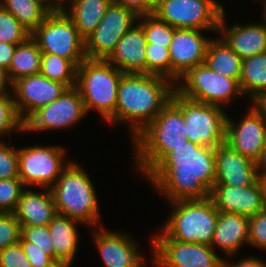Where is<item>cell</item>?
Masks as SVG:
<instances>
[{"instance_id": "7bdbcfd3", "label": "cell", "mask_w": 266, "mask_h": 267, "mask_svg": "<svg viewBox=\"0 0 266 267\" xmlns=\"http://www.w3.org/2000/svg\"><path fill=\"white\" fill-rule=\"evenodd\" d=\"M115 3L133 10L138 16L153 14L158 0H113Z\"/></svg>"}, {"instance_id": "ee69618b", "label": "cell", "mask_w": 266, "mask_h": 267, "mask_svg": "<svg viewBox=\"0 0 266 267\" xmlns=\"http://www.w3.org/2000/svg\"><path fill=\"white\" fill-rule=\"evenodd\" d=\"M16 46L17 45L15 44H8L5 42H0V67L1 68H4L6 70L9 69Z\"/></svg>"}, {"instance_id": "9c48e42d", "label": "cell", "mask_w": 266, "mask_h": 267, "mask_svg": "<svg viewBox=\"0 0 266 267\" xmlns=\"http://www.w3.org/2000/svg\"><path fill=\"white\" fill-rule=\"evenodd\" d=\"M178 82L181 84L175 85V89L180 95L210 105L223 107L234 96L243 95L235 78L218 74L205 63L188 70Z\"/></svg>"}, {"instance_id": "277c9868", "label": "cell", "mask_w": 266, "mask_h": 267, "mask_svg": "<svg viewBox=\"0 0 266 267\" xmlns=\"http://www.w3.org/2000/svg\"><path fill=\"white\" fill-rule=\"evenodd\" d=\"M56 212L88 224L99 223V204L95 187L86 172L70 161L50 188Z\"/></svg>"}, {"instance_id": "d6986e66", "label": "cell", "mask_w": 266, "mask_h": 267, "mask_svg": "<svg viewBox=\"0 0 266 267\" xmlns=\"http://www.w3.org/2000/svg\"><path fill=\"white\" fill-rule=\"evenodd\" d=\"M210 198L219 212L250 217L265 209L264 191L260 179L255 184L244 187L214 185Z\"/></svg>"}, {"instance_id": "ab89813d", "label": "cell", "mask_w": 266, "mask_h": 267, "mask_svg": "<svg viewBox=\"0 0 266 267\" xmlns=\"http://www.w3.org/2000/svg\"><path fill=\"white\" fill-rule=\"evenodd\" d=\"M249 245L266 250V208L249 217Z\"/></svg>"}, {"instance_id": "5b68a950", "label": "cell", "mask_w": 266, "mask_h": 267, "mask_svg": "<svg viewBox=\"0 0 266 267\" xmlns=\"http://www.w3.org/2000/svg\"><path fill=\"white\" fill-rule=\"evenodd\" d=\"M173 211L162 232L153 239L210 245L216 228L218 210L210 197L170 202Z\"/></svg>"}, {"instance_id": "8fae6325", "label": "cell", "mask_w": 266, "mask_h": 267, "mask_svg": "<svg viewBox=\"0 0 266 267\" xmlns=\"http://www.w3.org/2000/svg\"><path fill=\"white\" fill-rule=\"evenodd\" d=\"M65 149L57 146H28L18 149L19 178L24 186L51 188L62 170ZM65 163V164H64Z\"/></svg>"}, {"instance_id": "60d3db41", "label": "cell", "mask_w": 266, "mask_h": 267, "mask_svg": "<svg viewBox=\"0 0 266 267\" xmlns=\"http://www.w3.org/2000/svg\"><path fill=\"white\" fill-rule=\"evenodd\" d=\"M0 267H32L20 242L0 252Z\"/></svg>"}, {"instance_id": "6da1fadb", "label": "cell", "mask_w": 266, "mask_h": 267, "mask_svg": "<svg viewBox=\"0 0 266 267\" xmlns=\"http://www.w3.org/2000/svg\"><path fill=\"white\" fill-rule=\"evenodd\" d=\"M145 177L170 202L210 197L216 178L215 148L181 143Z\"/></svg>"}, {"instance_id": "f6af8a7d", "label": "cell", "mask_w": 266, "mask_h": 267, "mask_svg": "<svg viewBox=\"0 0 266 267\" xmlns=\"http://www.w3.org/2000/svg\"><path fill=\"white\" fill-rule=\"evenodd\" d=\"M223 267H266V262L253 256L243 258L239 262L232 264L224 259Z\"/></svg>"}, {"instance_id": "9a60e30c", "label": "cell", "mask_w": 266, "mask_h": 267, "mask_svg": "<svg viewBox=\"0 0 266 267\" xmlns=\"http://www.w3.org/2000/svg\"><path fill=\"white\" fill-rule=\"evenodd\" d=\"M66 89L64 84L37 73L14 81L11 90L18 114L25 122L35 111L58 99Z\"/></svg>"}, {"instance_id": "e575fe53", "label": "cell", "mask_w": 266, "mask_h": 267, "mask_svg": "<svg viewBox=\"0 0 266 267\" xmlns=\"http://www.w3.org/2000/svg\"><path fill=\"white\" fill-rule=\"evenodd\" d=\"M15 129L24 131V122L18 114L13 95H0V135L11 134Z\"/></svg>"}, {"instance_id": "7402d4cb", "label": "cell", "mask_w": 266, "mask_h": 267, "mask_svg": "<svg viewBox=\"0 0 266 267\" xmlns=\"http://www.w3.org/2000/svg\"><path fill=\"white\" fill-rule=\"evenodd\" d=\"M136 23L117 43L107 59L123 73L146 74V37L142 27Z\"/></svg>"}, {"instance_id": "681fc988", "label": "cell", "mask_w": 266, "mask_h": 267, "mask_svg": "<svg viewBox=\"0 0 266 267\" xmlns=\"http://www.w3.org/2000/svg\"><path fill=\"white\" fill-rule=\"evenodd\" d=\"M71 262L62 260V259H53L50 261L47 265H44L43 267H70Z\"/></svg>"}, {"instance_id": "c3c4849f", "label": "cell", "mask_w": 266, "mask_h": 267, "mask_svg": "<svg viewBox=\"0 0 266 267\" xmlns=\"http://www.w3.org/2000/svg\"><path fill=\"white\" fill-rule=\"evenodd\" d=\"M259 177H266V147L263 150L260 160L257 162Z\"/></svg>"}, {"instance_id": "e0dca14e", "label": "cell", "mask_w": 266, "mask_h": 267, "mask_svg": "<svg viewBox=\"0 0 266 267\" xmlns=\"http://www.w3.org/2000/svg\"><path fill=\"white\" fill-rule=\"evenodd\" d=\"M202 30L175 29L169 46L171 60V81L178 84L188 70L205 63L211 38L204 37Z\"/></svg>"}, {"instance_id": "7a4b0ae2", "label": "cell", "mask_w": 266, "mask_h": 267, "mask_svg": "<svg viewBox=\"0 0 266 267\" xmlns=\"http://www.w3.org/2000/svg\"><path fill=\"white\" fill-rule=\"evenodd\" d=\"M175 90V83L165 77L124 73L117 93L116 125L129 122L133 139L162 111Z\"/></svg>"}, {"instance_id": "db71d44e", "label": "cell", "mask_w": 266, "mask_h": 267, "mask_svg": "<svg viewBox=\"0 0 266 267\" xmlns=\"http://www.w3.org/2000/svg\"><path fill=\"white\" fill-rule=\"evenodd\" d=\"M263 8H264V11H263V17L266 19V0L263 2Z\"/></svg>"}, {"instance_id": "ac0fdd59", "label": "cell", "mask_w": 266, "mask_h": 267, "mask_svg": "<svg viewBox=\"0 0 266 267\" xmlns=\"http://www.w3.org/2000/svg\"><path fill=\"white\" fill-rule=\"evenodd\" d=\"M215 171L214 185L244 187L253 185L260 179L257 163L226 143L215 147Z\"/></svg>"}, {"instance_id": "cb8c5ba5", "label": "cell", "mask_w": 266, "mask_h": 267, "mask_svg": "<svg viewBox=\"0 0 266 267\" xmlns=\"http://www.w3.org/2000/svg\"><path fill=\"white\" fill-rule=\"evenodd\" d=\"M244 242L249 244V216L218 212L210 246L213 249L219 246L229 257L235 255Z\"/></svg>"}, {"instance_id": "484cf974", "label": "cell", "mask_w": 266, "mask_h": 267, "mask_svg": "<svg viewBox=\"0 0 266 267\" xmlns=\"http://www.w3.org/2000/svg\"><path fill=\"white\" fill-rule=\"evenodd\" d=\"M70 7L64 12L71 18L79 34L86 39L101 22L107 8L113 0H69ZM70 9V10H69Z\"/></svg>"}, {"instance_id": "f5cc1de1", "label": "cell", "mask_w": 266, "mask_h": 267, "mask_svg": "<svg viewBox=\"0 0 266 267\" xmlns=\"http://www.w3.org/2000/svg\"><path fill=\"white\" fill-rule=\"evenodd\" d=\"M56 2V4L61 7L63 5V3H65V0H54ZM68 1V0H67Z\"/></svg>"}, {"instance_id": "44dd1931", "label": "cell", "mask_w": 266, "mask_h": 267, "mask_svg": "<svg viewBox=\"0 0 266 267\" xmlns=\"http://www.w3.org/2000/svg\"><path fill=\"white\" fill-rule=\"evenodd\" d=\"M225 13H223L218 28L221 38L242 59L266 52V19L261 23L246 25L234 24L226 26Z\"/></svg>"}, {"instance_id": "2e32d148", "label": "cell", "mask_w": 266, "mask_h": 267, "mask_svg": "<svg viewBox=\"0 0 266 267\" xmlns=\"http://www.w3.org/2000/svg\"><path fill=\"white\" fill-rule=\"evenodd\" d=\"M236 124L227 115L225 143L257 163L266 147V122L251 107Z\"/></svg>"}, {"instance_id": "bcb514c9", "label": "cell", "mask_w": 266, "mask_h": 267, "mask_svg": "<svg viewBox=\"0 0 266 267\" xmlns=\"http://www.w3.org/2000/svg\"><path fill=\"white\" fill-rule=\"evenodd\" d=\"M252 101V107L266 122V91L256 95Z\"/></svg>"}, {"instance_id": "f35d334b", "label": "cell", "mask_w": 266, "mask_h": 267, "mask_svg": "<svg viewBox=\"0 0 266 267\" xmlns=\"http://www.w3.org/2000/svg\"><path fill=\"white\" fill-rule=\"evenodd\" d=\"M19 178L18 149L0 140V179Z\"/></svg>"}, {"instance_id": "52a82bcc", "label": "cell", "mask_w": 266, "mask_h": 267, "mask_svg": "<svg viewBox=\"0 0 266 267\" xmlns=\"http://www.w3.org/2000/svg\"><path fill=\"white\" fill-rule=\"evenodd\" d=\"M31 37L42 53L69 59L77 67L87 58L85 39L61 7L51 10Z\"/></svg>"}, {"instance_id": "f1b7e54d", "label": "cell", "mask_w": 266, "mask_h": 267, "mask_svg": "<svg viewBox=\"0 0 266 267\" xmlns=\"http://www.w3.org/2000/svg\"><path fill=\"white\" fill-rule=\"evenodd\" d=\"M0 5L11 13L30 33L43 22L51 11L42 0H2Z\"/></svg>"}, {"instance_id": "4dcf8cb0", "label": "cell", "mask_w": 266, "mask_h": 267, "mask_svg": "<svg viewBox=\"0 0 266 267\" xmlns=\"http://www.w3.org/2000/svg\"><path fill=\"white\" fill-rule=\"evenodd\" d=\"M77 66L64 57L42 53L40 73L52 81L64 84L67 88L76 85Z\"/></svg>"}, {"instance_id": "4fadbf2b", "label": "cell", "mask_w": 266, "mask_h": 267, "mask_svg": "<svg viewBox=\"0 0 266 267\" xmlns=\"http://www.w3.org/2000/svg\"><path fill=\"white\" fill-rule=\"evenodd\" d=\"M151 243L155 267H223L210 245L153 237Z\"/></svg>"}, {"instance_id": "4316f807", "label": "cell", "mask_w": 266, "mask_h": 267, "mask_svg": "<svg viewBox=\"0 0 266 267\" xmlns=\"http://www.w3.org/2000/svg\"><path fill=\"white\" fill-rule=\"evenodd\" d=\"M205 64L216 73L235 78L239 82L243 60L222 38L210 41Z\"/></svg>"}, {"instance_id": "1f68e13d", "label": "cell", "mask_w": 266, "mask_h": 267, "mask_svg": "<svg viewBox=\"0 0 266 267\" xmlns=\"http://www.w3.org/2000/svg\"><path fill=\"white\" fill-rule=\"evenodd\" d=\"M138 20H140L139 25L144 31L147 43L169 48L176 28L158 19L154 14L140 15Z\"/></svg>"}, {"instance_id": "603a6c76", "label": "cell", "mask_w": 266, "mask_h": 267, "mask_svg": "<svg viewBox=\"0 0 266 267\" xmlns=\"http://www.w3.org/2000/svg\"><path fill=\"white\" fill-rule=\"evenodd\" d=\"M35 192L23 190L14 212L21 226H46L57 214L54 199L49 188Z\"/></svg>"}, {"instance_id": "d590c367", "label": "cell", "mask_w": 266, "mask_h": 267, "mask_svg": "<svg viewBox=\"0 0 266 267\" xmlns=\"http://www.w3.org/2000/svg\"><path fill=\"white\" fill-rule=\"evenodd\" d=\"M24 184L20 178L0 179V213H14Z\"/></svg>"}, {"instance_id": "ffe728a7", "label": "cell", "mask_w": 266, "mask_h": 267, "mask_svg": "<svg viewBox=\"0 0 266 267\" xmlns=\"http://www.w3.org/2000/svg\"><path fill=\"white\" fill-rule=\"evenodd\" d=\"M109 230L93 231V240L105 267H144V258L131 236Z\"/></svg>"}, {"instance_id": "83f0119b", "label": "cell", "mask_w": 266, "mask_h": 267, "mask_svg": "<svg viewBox=\"0 0 266 267\" xmlns=\"http://www.w3.org/2000/svg\"><path fill=\"white\" fill-rule=\"evenodd\" d=\"M41 54L38 44L31 36L25 42L18 44L7 70L11 82L40 73Z\"/></svg>"}, {"instance_id": "ba28073f", "label": "cell", "mask_w": 266, "mask_h": 267, "mask_svg": "<svg viewBox=\"0 0 266 267\" xmlns=\"http://www.w3.org/2000/svg\"><path fill=\"white\" fill-rule=\"evenodd\" d=\"M171 99L182 109L188 141L214 148L225 143L227 113L224 107L188 99L176 90Z\"/></svg>"}, {"instance_id": "8d00e7d4", "label": "cell", "mask_w": 266, "mask_h": 267, "mask_svg": "<svg viewBox=\"0 0 266 267\" xmlns=\"http://www.w3.org/2000/svg\"><path fill=\"white\" fill-rule=\"evenodd\" d=\"M21 237L37 245L52 259H55L54 247L48 225L46 226H21Z\"/></svg>"}, {"instance_id": "3957f363", "label": "cell", "mask_w": 266, "mask_h": 267, "mask_svg": "<svg viewBox=\"0 0 266 267\" xmlns=\"http://www.w3.org/2000/svg\"><path fill=\"white\" fill-rule=\"evenodd\" d=\"M187 141L182 109L171 99L133 138L137 169L146 176L171 150Z\"/></svg>"}, {"instance_id": "8992f818", "label": "cell", "mask_w": 266, "mask_h": 267, "mask_svg": "<svg viewBox=\"0 0 266 267\" xmlns=\"http://www.w3.org/2000/svg\"><path fill=\"white\" fill-rule=\"evenodd\" d=\"M124 73L107 60L85 59L77 68L75 87L80 92L86 113L95 109L115 124L119 81Z\"/></svg>"}, {"instance_id": "f907efd6", "label": "cell", "mask_w": 266, "mask_h": 267, "mask_svg": "<svg viewBox=\"0 0 266 267\" xmlns=\"http://www.w3.org/2000/svg\"><path fill=\"white\" fill-rule=\"evenodd\" d=\"M51 10L59 8L54 0H42Z\"/></svg>"}, {"instance_id": "d6a6232c", "label": "cell", "mask_w": 266, "mask_h": 267, "mask_svg": "<svg viewBox=\"0 0 266 267\" xmlns=\"http://www.w3.org/2000/svg\"><path fill=\"white\" fill-rule=\"evenodd\" d=\"M146 74L158 75L171 80L169 48L147 43L145 48Z\"/></svg>"}, {"instance_id": "d4e9b609", "label": "cell", "mask_w": 266, "mask_h": 267, "mask_svg": "<svg viewBox=\"0 0 266 267\" xmlns=\"http://www.w3.org/2000/svg\"><path fill=\"white\" fill-rule=\"evenodd\" d=\"M77 223L82 222L57 213L48 224L55 259L73 262L79 239Z\"/></svg>"}, {"instance_id": "f546056e", "label": "cell", "mask_w": 266, "mask_h": 267, "mask_svg": "<svg viewBox=\"0 0 266 267\" xmlns=\"http://www.w3.org/2000/svg\"><path fill=\"white\" fill-rule=\"evenodd\" d=\"M239 84L242 93L251 99L266 91V52L243 60Z\"/></svg>"}, {"instance_id": "836d02e7", "label": "cell", "mask_w": 266, "mask_h": 267, "mask_svg": "<svg viewBox=\"0 0 266 267\" xmlns=\"http://www.w3.org/2000/svg\"><path fill=\"white\" fill-rule=\"evenodd\" d=\"M30 36L31 33L0 5V42L18 45Z\"/></svg>"}, {"instance_id": "816d5d0a", "label": "cell", "mask_w": 266, "mask_h": 267, "mask_svg": "<svg viewBox=\"0 0 266 267\" xmlns=\"http://www.w3.org/2000/svg\"><path fill=\"white\" fill-rule=\"evenodd\" d=\"M260 181L262 183L263 186V191H264V204H265V208H266V177H259Z\"/></svg>"}, {"instance_id": "b9f144b4", "label": "cell", "mask_w": 266, "mask_h": 267, "mask_svg": "<svg viewBox=\"0 0 266 267\" xmlns=\"http://www.w3.org/2000/svg\"><path fill=\"white\" fill-rule=\"evenodd\" d=\"M19 242L32 267H43L53 260L45 251L40 249V247L25 241L22 237Z\"/></svg>"}, {"instance_id": "74e56055", "label": "cell", "mask_w": 266, "mask_h": 267, "mask_svg": "<svg viewBox=\"0 0 266 267\" xmlns=\"http://www.w3.org/2000/svg\"><path fill=\"white\" fill-rule=\"evenodd\" d=\"M21 238V225L14 213H0V252Z\"/></svg>"}, {"instance_id": "5bb4252c", "label": "cell", "mask_w": 266, "mask_h": 267, "mask_svg": "<svg viewBox=\"0 0 266 267\" xmlns=\"http://www.w3.org/2000/svg\"><path fill=\"white\" fill-rule=\"evenodd\" d=\"M86 114L78 89L75 86L67 88L58 99L35 111L24 122V132L71 128Z\"/></svg>"}, {"instance_id": "7c38bea8", "label": "cell", "mask_w": 266, "mask_h": 267, "mask_svg": "<svg viewBox=\"0 0 266 267\" xmlns=\"http://www.w3.org/2000/svg\"><path fill=\"white\" fill-rule=\"evenodd\" d=\"M138 15L112 1L101 22L85 39L87 59L107 60L122 36L138 21Z\"/></svg>"}, {"instance_id": "7dc6e473", "label": "cell", "mask_w": 266, "mask_h": 267, "mask_svg": "<svg viewBox=\"0 0 266 267\" xmlns=\"http://www.w3.org/2000/svg\"><path fill=\"white\" fill-rule=\"evenodd\" d=\"M8 86L12 88V82L9 78L8 71L0 67V95L9 94L7 92Z\"/></svg>"}, {"instance_id": "30bf717a", "label": "cell", "mask_w": 266, "mask_h": 267, "mask_svg": "<svg viewBox=\"0 0 266 267\" xmlns=\"http://www.w3.org/2000/svg\"><path fill=\"white\" fill-rule=\"evenodd\" d=\"M224 12L217 0H158L153 14L176 29L218 32Z\"/></svg>"}]
</instances>
